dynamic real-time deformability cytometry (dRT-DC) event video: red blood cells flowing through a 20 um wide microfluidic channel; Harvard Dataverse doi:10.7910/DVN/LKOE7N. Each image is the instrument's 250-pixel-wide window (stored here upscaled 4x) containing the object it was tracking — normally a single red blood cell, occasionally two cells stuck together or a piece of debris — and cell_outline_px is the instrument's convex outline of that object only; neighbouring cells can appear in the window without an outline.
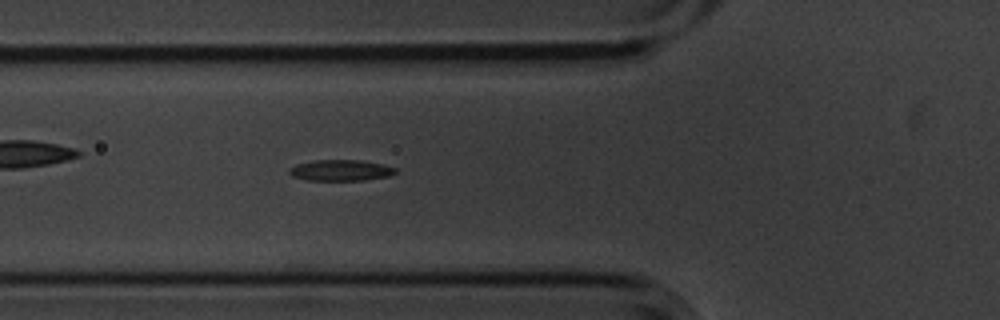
{"species": "common noctule bat (a hibernating species)", "species_latin": "Nyctalus noctula", "temperature_condition": "cold", "stored_images_in_passage": 56, "camera_frame_rate_fps": 3000, "um_per_image_px": 0.085, "animal": {"sex": "male", "body_mass_g": 20.1, "forearm_length_mm": 53.5}, "frame": {"image": 1, "passage_image": 19, "time_ms": 6.0, "image_size_px": [1000, 320], "cell_outline_px": [[396, 172], [388, 176], [364, 180], [308, 180], [292, 176], [288, 172], [288, 168], [296, 164], [312, 160], [360, 160], [384, 164], [396, 168]], "centroid_in_image_um": [28.93, 14.47], "position_along_channel_um": 96.9, "area_um2": 13.06}}
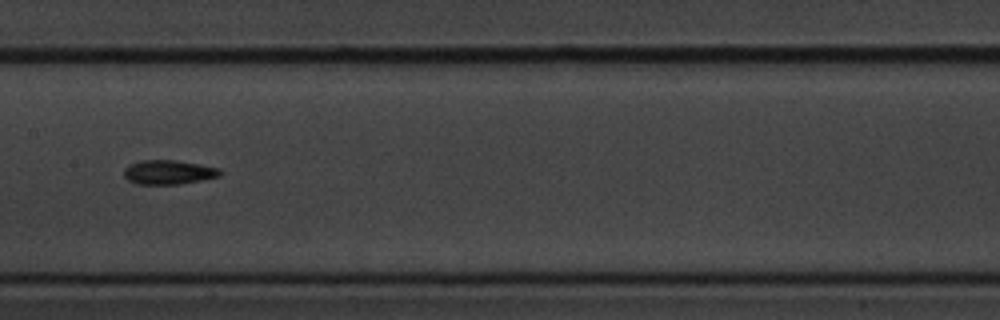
{"frame": {"image": 2, "passage_image": 27, "time_ms": 8.667, "image_size_px": [1000, 320], "cell_outline_px": [[224, 172], [220, 176], [180, 184], [136, 184], [128, 180], [124, 176], [124, 168], [128, 164], [140, 160], [176, 160], [200, 164], [220, 168]], "centroid_in_image_um": [14.33, 14.63], "position_along_channel_um": 193.1, "area_um2": 13.76}}
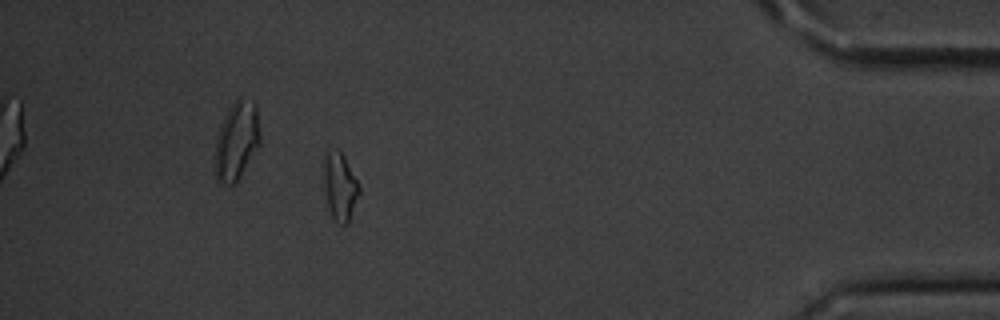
{"frame": {"image": 3, "passage_image": 49, "time_ms": 16.0, "image_size_px": [1000, 320], "cell_outline_px": [[360, 192], [348, 224], [340, 224], [332, 216], [328, 208], [324, 184], [324, 152], [340, 152], [344, 156], [360, 188]], "centroid_in_image_um": [28.89, 15.9], "position_along_channel_um": 406.3, "area_um2": 13.58}, "authors_computed_cell_mechanics": {"area_um2": 13.3518, "velocity_mm_per_s": 3.5731, "shape_relaxation_time_tau1_ms": 4.6958, "shape_relaxation_time_tau2_ms": 4.877, "deformation_change_tau1": 0.1296, "deformation_change_tau2": 0.1301}}